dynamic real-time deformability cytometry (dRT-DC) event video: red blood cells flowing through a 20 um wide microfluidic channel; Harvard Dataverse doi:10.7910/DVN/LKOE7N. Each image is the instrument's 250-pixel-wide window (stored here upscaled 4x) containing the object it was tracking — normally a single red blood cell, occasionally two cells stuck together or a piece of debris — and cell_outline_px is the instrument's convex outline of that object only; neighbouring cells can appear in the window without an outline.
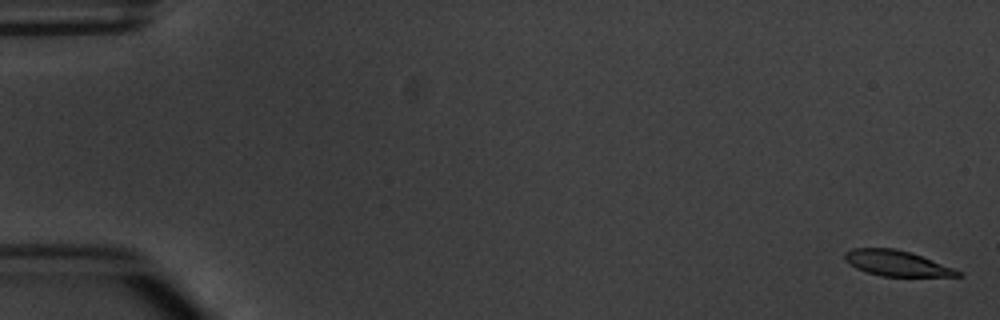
{"species": "common noctule bat (a hibernating species)", "species_latin": "Nyctalus noctula", "temperature_condition": "warm", "stored_images_in_passage": 6, "segment_of_instrument_passage": [1, 2], "camera_frame_rate_fps": 3000, "um_per_image_px": 0.085, "animal": {"sex": "male", "body_mass_g": 20.1, "forearm_length_mm": 53.5}, "frame": {"image": 1, "passage_image": 1, "time_ms": 0.0, "image_size_px": [1000, 320], "cell_outline_px": [[964, 276], [880, 276], [856, 268], [844, 260], [844, 252], [852, 248], [896, 248], [912, 252], [964, 272]], "centroid_in_image_um": [76.23, 22.37], "position_along_channel_um": 8.8, "area_um2": 16.94}}
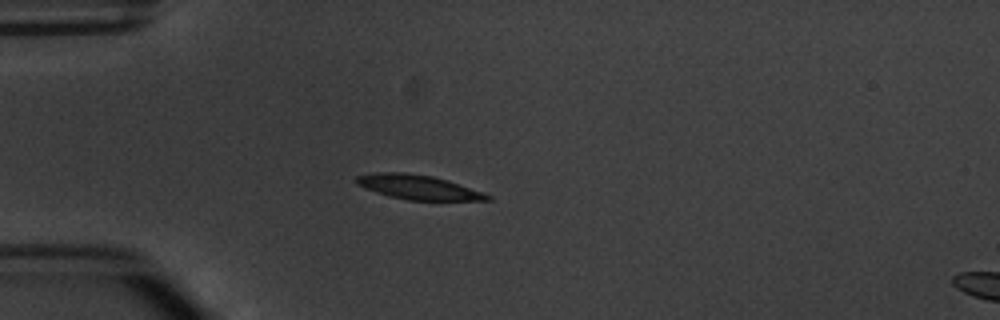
{"frame": {"image": 2, "passage_image": 5, "time_ms": 4.667, "image_size_px": [1000, 320], "cell_outline_px": [[492, 200], [408, 200], [388, 196], [364, 188], [356, 184], [356, 176], [376, 172], [404, 172], [432, 176], [448, 180], [492, 196]], "centroid_in_image_um": [35.51, 15.91], "position_along_channel_um": 49.5, "area_um2": 18.55}}